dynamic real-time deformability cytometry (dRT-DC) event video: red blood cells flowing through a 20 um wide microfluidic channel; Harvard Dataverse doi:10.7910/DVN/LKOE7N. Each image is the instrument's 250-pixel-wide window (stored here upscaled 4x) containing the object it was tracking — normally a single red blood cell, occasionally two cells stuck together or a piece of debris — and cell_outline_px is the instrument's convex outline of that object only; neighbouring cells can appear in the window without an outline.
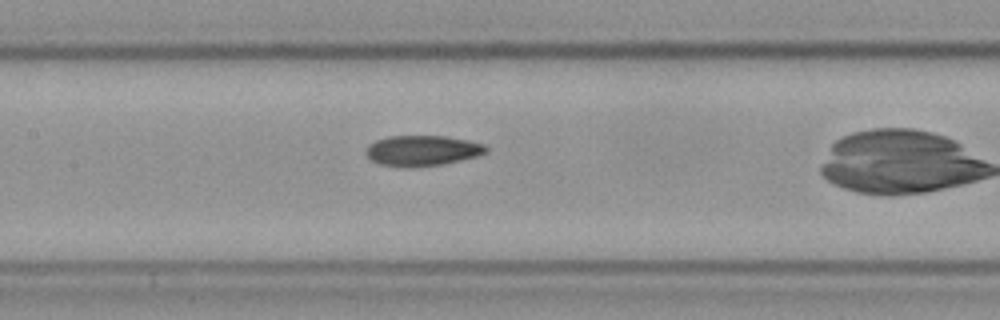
{"species": "Egyptian fruit bat (a non-hibernating species)", "species_latin": "Rousettus aegyptiacus", "temperature_condition": "cold", "stored_images_in_passage": 41, "camera_frame_rate_fps": 3000, "um_per_image_px": 0.085, "frame": {"image": 1, "passage_image": 18, "time_ms": 5.667, "image_size_px": [1000, 320], "cell_outline_px": [[488, 152], [476, 156], [444, 164], [408, 168], [380, 164], [372, 160], [364, 152], [368, 144], [376, 140], [388, 136], [444, 136], [468, 140], [484, 144], [488, 148]], "centroid_in_image_um": [35.88, 12.8], "position_along_channel_um": 171.5, "area_um2": 21.44}}
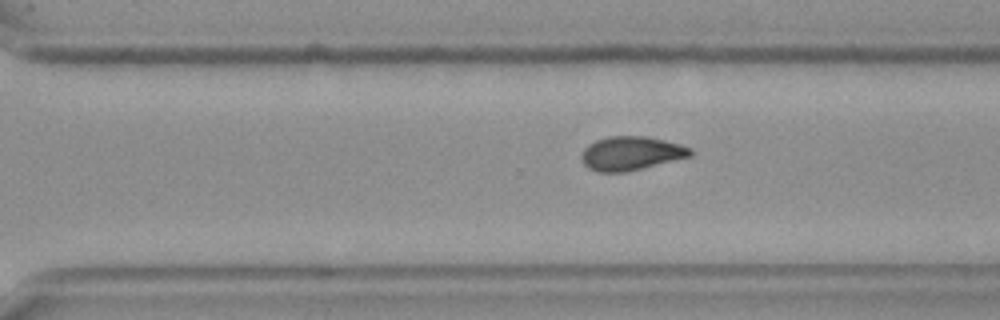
{"frame": {"image": 2, "passage_image": 30, "time_ms": 9.667, "image_size_px": [1000, 320], "cell_outline_px": [[692, 156], [628, 172], [596, 172], [588, 168], [580, 160], [580, 156], [584, 148], [588, 144], [596, 140], [608, 136], [648, 136], [680, 144], [692, 148]], "centroid_in_image_um": [53.62, 13.04], "position_along_channel_um": 317.0, "area_um2": 21.79}, "authors_computed_cell_mechanics": {"area_um2": 21.6172, "velocity_mm_per_s": 3.6497, "shape_relaxation_time_tau1_ms": null, "shape_relaxation_time_tau2_ms": 5.7392, "deformation_change_tau1": null, "deformation_change_tau2": 0.09}}